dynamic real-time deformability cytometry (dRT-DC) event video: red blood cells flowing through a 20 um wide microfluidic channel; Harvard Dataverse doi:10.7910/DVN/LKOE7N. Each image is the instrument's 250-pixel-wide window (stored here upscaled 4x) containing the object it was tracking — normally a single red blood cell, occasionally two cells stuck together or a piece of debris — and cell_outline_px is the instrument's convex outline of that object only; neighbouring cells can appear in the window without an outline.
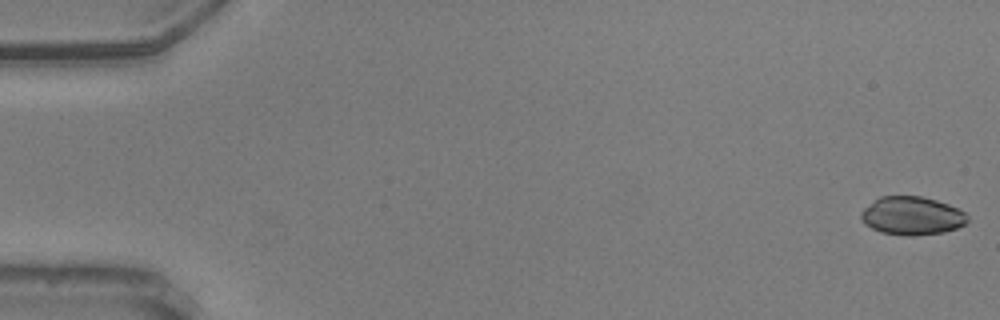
{"species": "common noctule bat (a hibernating species)", "species_latin": "Nyctalus noctula", "temperature_condition": "warm", "stored_images_in_passage": 56, "camera_frame_rate_fps": 3000, "um_per_image_px": 0.085, "animal": {"sex": "male", "body_mass_g": 20.5, "forearm_length_mm": 52.5}, "frame": {"image": 1, "passage_image": 1, "time_ms": 0.0, "image_size_px": [1000, 320], "cell_outline_px": [[968, 220], [964, 224], [956, 228], [944, 232], [912, 236], [904, 236], [880, 232], [864, 224], [860, 220], [860, 212], [864, 208], [880, 196], [920, 196], [936, 200], [948, 204], [964, 212], [968, 216]], "centroid_in_image_um": [77.48, 18.35], "position_along_channel_um": 7.5, "area_um2": 23.81}}
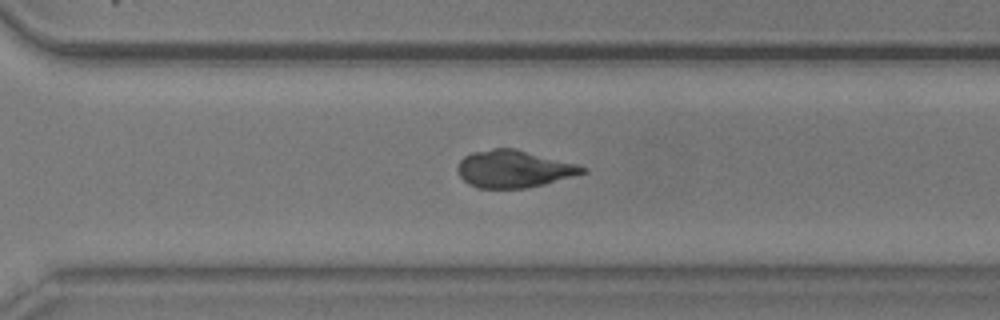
{"frame": {"image": 2, "passage_image": 40, "time_ms": 13.0, "image_size_px": [1000, 320], "cell_outline_px": [[588, 172], [544, 184], [524, 188], [480, 188], [468, 184], [460, 176], [456, 168], [460, 160], [464, 156], [472, 152], [492, 148], [516, 148], [576, 164], [588, 168]], "centroid_in_image_um": [43.66, 14.35], "position_along_channel_um": 326.9, "area_um2": 27.17}}
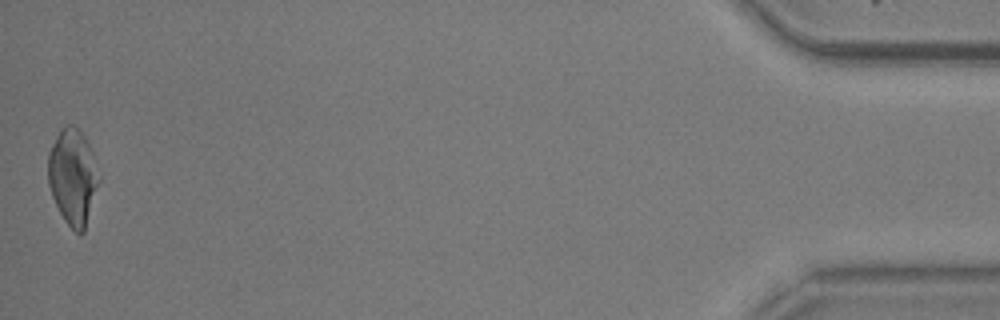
{"frame": {"image": 3, "passage_image": 56, "time_ms": 18.333, "image_size_px": [1000, 320], "cell_outline_px": [[100, 180], [84, 232], [80, 236], [64, 220], [52, 196], [48, 184], [48, 152], [60, 128], [64, 124], [72, 124], [84, 136], [92, 152]], "centroid_in_image_um": [6.18, 15.02], "position_along_channel_um": 429.0, "area_um2": 28.32}, "authors_computed_cell_mechanics": {"area_um2": 27.2238, "velocity_mm_per_s": 3.619, "shape_relaxation_time_tau1_ms": 8.5665, "shape_relaxation_time_tau2_ms": 1.6427, "deformation_change_tau1": 0.2142, "deformation_change_tau2": 0.0688}}